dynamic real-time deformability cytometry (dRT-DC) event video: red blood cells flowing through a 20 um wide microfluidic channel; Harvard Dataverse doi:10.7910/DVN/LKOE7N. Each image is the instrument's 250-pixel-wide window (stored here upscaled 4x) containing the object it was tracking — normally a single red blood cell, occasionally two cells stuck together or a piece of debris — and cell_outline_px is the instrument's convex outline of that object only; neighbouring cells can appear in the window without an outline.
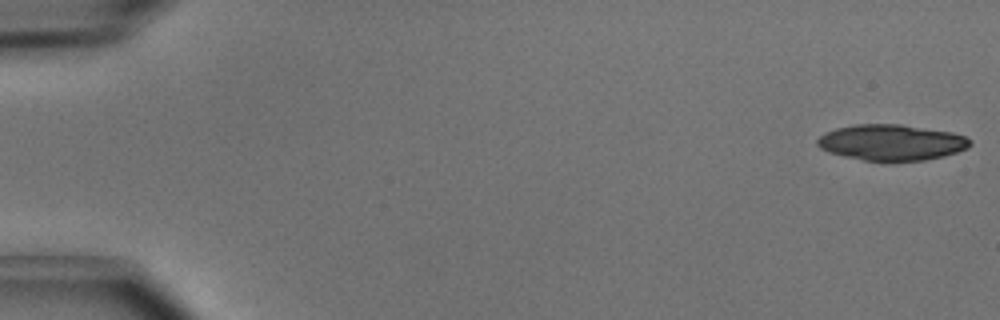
{"species": "common noctule bat (a hibernating species)", "species_latin": "Nyctalus noctula", "temperature_condition": "cold", "stored_images_in_passage": 20, "camera_frame_rate_fps": 3000, "um_per_image_px": 0.085, "animal": {"sex": "male", "body_mass_g": 15.6}, "frame": {"image": 1, "passage_image": 1, "time_ms": 0.0, "image_size_px": [1000, 320], "cell_outline_px": [[972, 144], [968, 148], [944, 156], [924, 160], [864, 160], [844, 156], [828, 152], [820, 148], [816, 144], [816, 140], [824, 132], [836, 128], [856, 124], [900, 124], [952, 132], [964, 136], [972, 140]], "centroid_in_image_um": [75.77, 12.09], "position_along_channel_um": 9.2, "area_um2": 31.85}}